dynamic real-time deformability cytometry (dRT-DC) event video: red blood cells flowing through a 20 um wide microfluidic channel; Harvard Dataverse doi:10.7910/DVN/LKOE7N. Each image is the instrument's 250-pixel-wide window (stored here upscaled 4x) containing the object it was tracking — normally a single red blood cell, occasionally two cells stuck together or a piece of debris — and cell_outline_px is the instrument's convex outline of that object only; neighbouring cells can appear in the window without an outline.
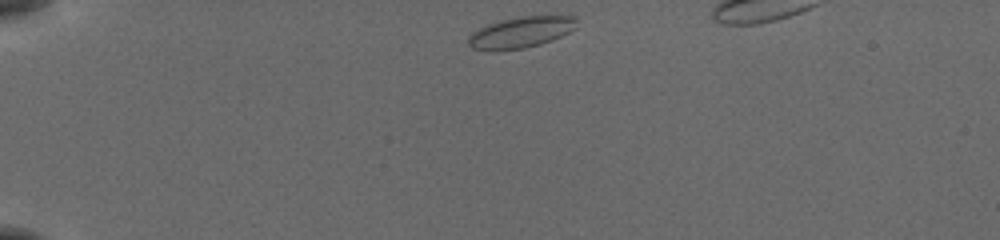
{"species": "common noctule bat (a hibernating species)", "species_latin": "Nyctalus noctula", "temperature_condition": "cold", "stored_images_in_passage": 39, "camera_frame_rate_fps": 3000, "um_per_image_px": 0.085, "animal": {"sex": "female", "body_mass_g": 19.5, "forearm_length_mm": 54.1}, "frame": {"image": 1, "passage_image": 1, "time_ms": 0.0, "image_size_px": [1000, 240], "cell_outline_px": [[576, 28], [552, 40], [540, 44], [524, 48], [472, 48], [468, 44], [468, 36], [472, 32], [488, 24], [500, 20], [520, 16], [576, 16]], "centroid_in_image_um": [44.31, 2.7], "position_along_channel_um": 40.7, "area_um2": 19.02}}
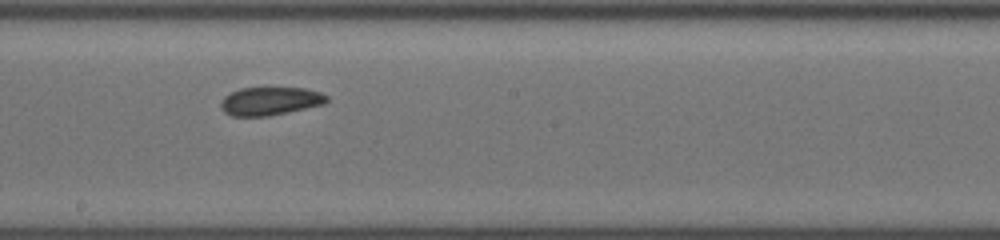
{"frame": {"image": 2, "passage_image": 20, "time_ms": 6.333, "image_size_px": [1000, 240], "cell_outline_px": [[328, 100], [324, 104], [288, 112], [268, 116], [232, 116], [224, 112], [220, 108], [220, 100], [224, 96], [240, 88], [304, 88], [320, 92], [328, 96]], "centroid_in_image_um": [22.94, 8.59], "position_along_channel_um": 225.3, "area_um2": 17.46}}
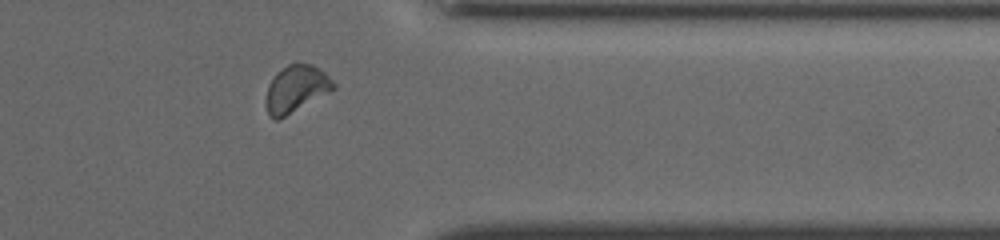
{"frame": {"image": 3, "passage_image": 33, "time_ms": 10.667, "image_size_px": [1000, 240], "cell_outline_px": [[336, 88], [284, 116], [276, 120], [268, 116], [264, 104], [264, 100], [268, 84], [276, 72], [288, 64], [296, 60], [312, 64], [324, 72], [336, 84]], "centroid_in_image_um": [25.11, 7.51], "position_along_channel_um": 386.3, "area_um2": 18.67}}